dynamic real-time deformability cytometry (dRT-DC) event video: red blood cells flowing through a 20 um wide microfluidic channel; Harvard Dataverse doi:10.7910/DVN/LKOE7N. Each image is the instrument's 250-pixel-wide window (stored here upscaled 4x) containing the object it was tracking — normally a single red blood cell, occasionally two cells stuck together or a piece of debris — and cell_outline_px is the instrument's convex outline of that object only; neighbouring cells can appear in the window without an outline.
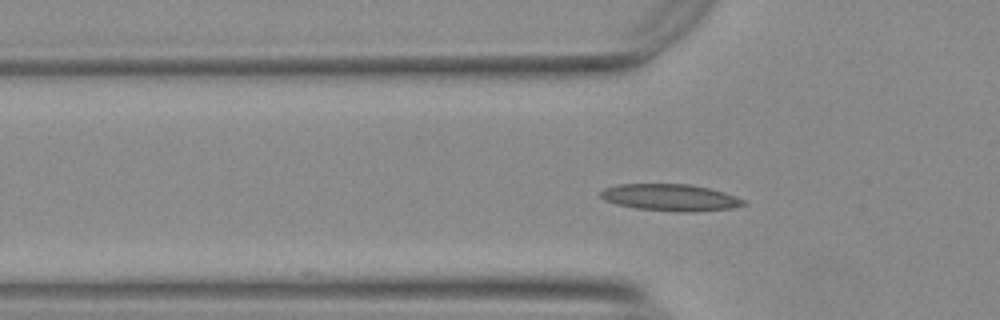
{"species": "Egyptian fruit bat (a non-hibernating species)", "species_latin": "Rousettus aegyptiacus", "temperature_condition": "warm", "stored_images_in_passage": 42, "segment_of_instrument_passage": [1, 2], "camera_frame_rate_fps": 3000, "um_per_image_px": 0.085, "animal": {"sex": "female"}, "frame": {"image": 1, "passage_image": 4, "time_ms": 1.0, "image_size_px": [1000, 320], "cell_outline_px": [[748, 204], [732, 208], [696, 212], [676, 212], [636, 208], [616, 204], [604, 200], [600, 196], [600, 192], [604, 188], [616, 184], [688, 184], [708, 188], [724, 192], [744, 200]], "centroid_in_image_um": [56.97, 16.79], "position_along_channel_um": 68.8, "area_um2": 22.43}}
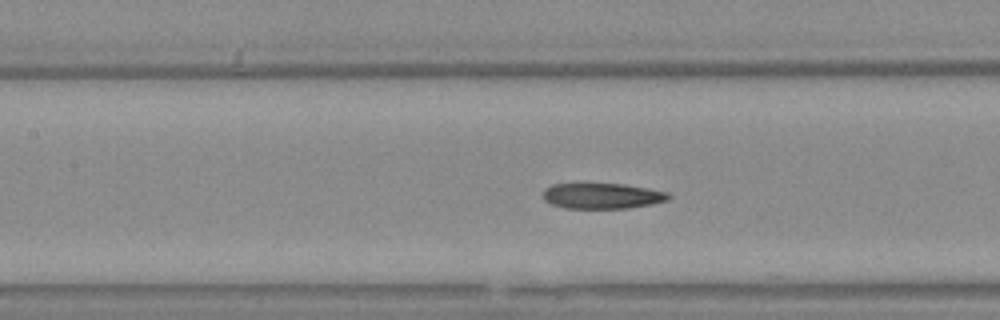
{"frame": {"image": 2, "passage_image": 11, "time_ms": 3.333, "image_size_px": [1000, 320], "cell_outline_px": [[672, 196], [668, 200], [652, 204], [628, 208], [564, 208], [552, 204], [544, 200], [544, 188], [552, 184], [624, 184], [648, 188], [668, 192]], "centroid_in_image_um": [51.21, 16.65], "position_along_channel_um": 156.2, "area_um2": 18.73}}
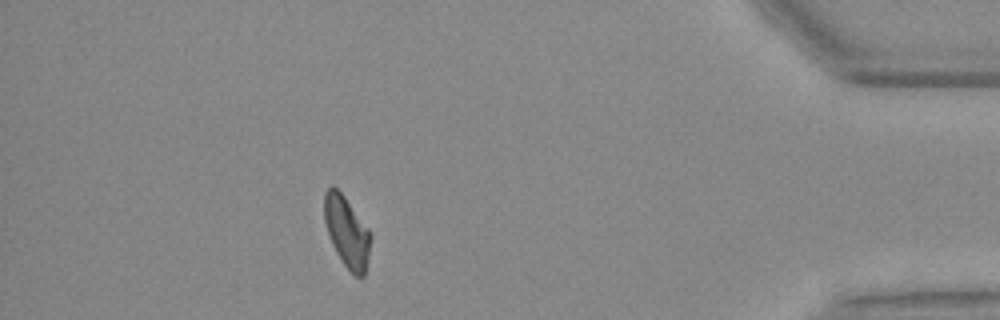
{"frame": {"image": 3, "passage_image": 35, "time_ms": 11.333, "image_size_px": [1000, 320], "cell_outline_px": [[372, 236], [364, 276], [356, 276], [344, 264], [336, 252], [332, 244], [324, 220], [324, 192], [332, 184], [344, 196], [368, 228]], "centroid_in_image_um": [29.47, 19.67], "position_along_channel_um": 405.7, "area_um2": 18.84}}